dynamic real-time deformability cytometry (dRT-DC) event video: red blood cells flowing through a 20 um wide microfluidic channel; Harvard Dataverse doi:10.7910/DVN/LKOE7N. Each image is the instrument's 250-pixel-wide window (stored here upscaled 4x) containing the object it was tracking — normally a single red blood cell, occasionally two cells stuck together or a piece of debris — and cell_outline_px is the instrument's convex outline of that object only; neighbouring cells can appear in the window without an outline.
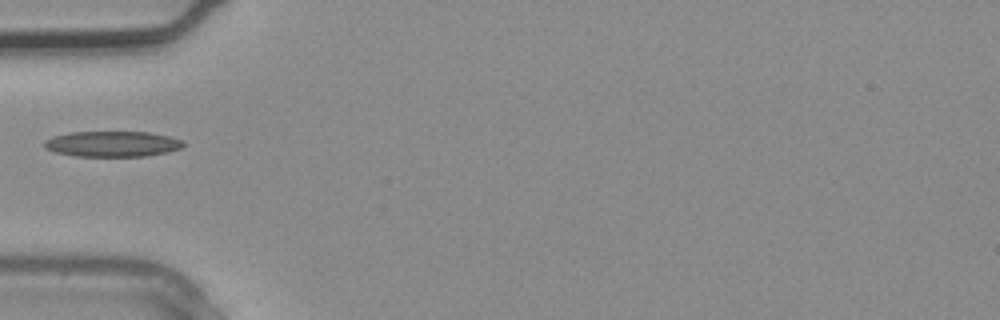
{"species": "common noctule bat (a hibernating species)", "species_latin": "Nyctalus noctula", "temperature_condition": "warm", "stored_images_in_passage": 1, "camera_frame_rate_fps": 3000, "um_per_image_px": 0.085, "animal": {"sex": "male", "body_mass_g": 20.4}, "frame": {"image": 1, "passage_image": 1, "time_ms": 0.0, "image_size_px": [1000, 320], "cell_outline_px": [[184, 144], [180, 148], [168, 152], [144, 156], [76, 156], [56, 152], [44, 148], [44, 140], [52, 136], [68, 132], [148, 132], [168, 136], [184, 140]], "centroid_in_image_um": [9.53, 12.23], "position_along_channel_um": 75.5, "area_um2": 20.75}}